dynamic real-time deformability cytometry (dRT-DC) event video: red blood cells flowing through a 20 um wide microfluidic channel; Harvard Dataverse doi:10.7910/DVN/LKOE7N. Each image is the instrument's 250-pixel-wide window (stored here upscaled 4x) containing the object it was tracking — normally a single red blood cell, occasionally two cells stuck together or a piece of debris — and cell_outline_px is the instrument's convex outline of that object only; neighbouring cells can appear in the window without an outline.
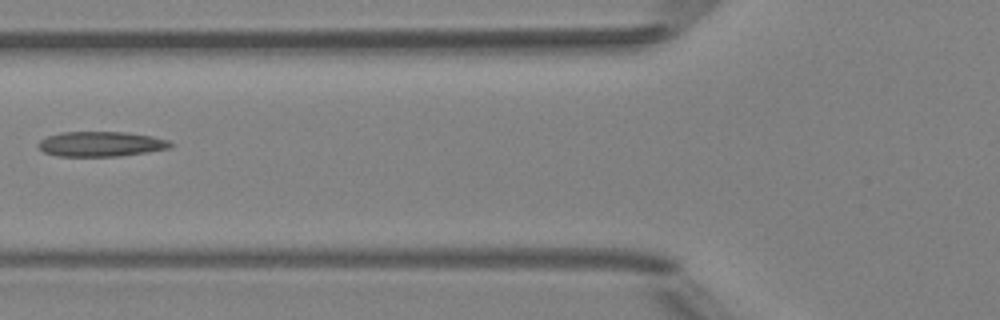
{"species": "Egyptian fruit bat (a non-hibernating species)", "species_latin": "Rousettus aegyptiacus", "temperature_condition": "room temperature", "stored_images_in_passage": 7, "camera_frame_rate_fps": 3000, "um_per_image_px": 0.085, "animal": {"sex": "female"}, "frame": {"image": 1, "passage_image": 6, "time_ms": 6.0, "image_size_px": [1000, 320], "cell_outline_px": [[176, 144], [168, 148], [148, 152], [120, 156], [56, 156], [44, 152], [36, 144], [40, 140], [48, 136], [60, 132], [128, 132], [152, 136], [168, 140]], "centroid_in_image_um": [8.59, 12.24], "position_along_channel_um": 117.2, "area_um2": 19.36}}
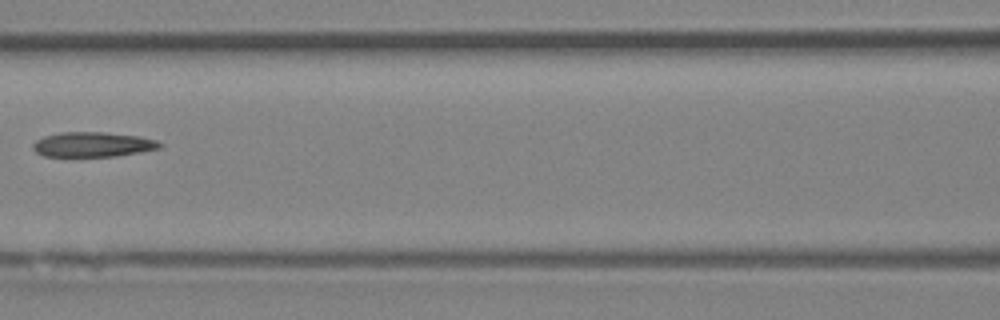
{"frame": {"image": 2, "passage_image": 7, "time_ms": 7.0, "image_size_px": [1000, 320], "cell_outline_px": [[164, 144], [160, 148], [140, 152], [116, 156], [44, 156], [36, 152], [32, 148], [32, 144], [36, 140], [44, 136], [60, 132], [104, 132], [140, 136], [156, 140]], "centroid_in_image_um": [7.89, 12.27], "position_along_channel_um": 158.7, "area_um2": 18.44}}